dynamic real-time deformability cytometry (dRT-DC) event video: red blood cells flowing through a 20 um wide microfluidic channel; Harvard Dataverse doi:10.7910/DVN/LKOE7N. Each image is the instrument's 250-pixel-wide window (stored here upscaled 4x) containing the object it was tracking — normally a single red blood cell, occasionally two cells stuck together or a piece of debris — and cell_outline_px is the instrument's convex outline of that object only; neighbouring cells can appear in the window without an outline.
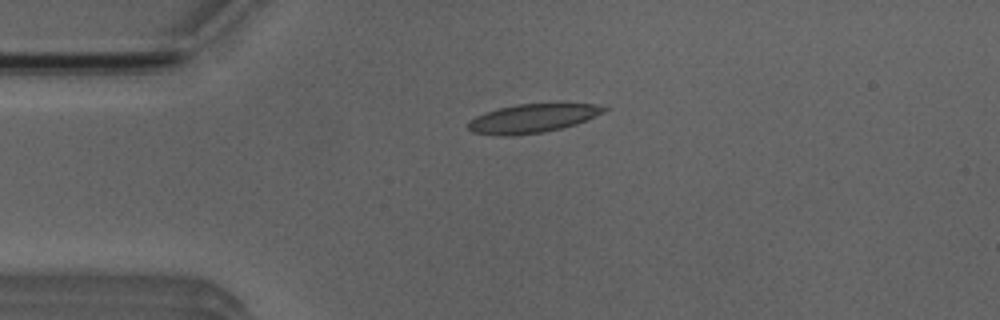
{"species": "Egyptian fruit bat (a non-hibernating species)", "species_latin": "Rousettus aegyptiacus", "temperature_condition": "room temperature", "stored_images_in_passage": 2, "camera_frame_rate_fps": 3000, "um_per_image_px": 0.085, "animal": {"sex": "male"}, "frame": {"image": 1, "passage_image": 1, "time_ms": 0.0, "image_size_px": [1000, 320], "cell_outline_px": [[608, 108], [604, 112], [576, 124], [544, 132], [512, 136], [504, 136], [472, 132], [468, 128], [468, 120], [484, 112], [496, 108], [516, 104], [596, 104]], "centroid_in_image_um": [45.2, 10.06], "position_along_channel_um": 39.8, "area_um2": 22.66}}